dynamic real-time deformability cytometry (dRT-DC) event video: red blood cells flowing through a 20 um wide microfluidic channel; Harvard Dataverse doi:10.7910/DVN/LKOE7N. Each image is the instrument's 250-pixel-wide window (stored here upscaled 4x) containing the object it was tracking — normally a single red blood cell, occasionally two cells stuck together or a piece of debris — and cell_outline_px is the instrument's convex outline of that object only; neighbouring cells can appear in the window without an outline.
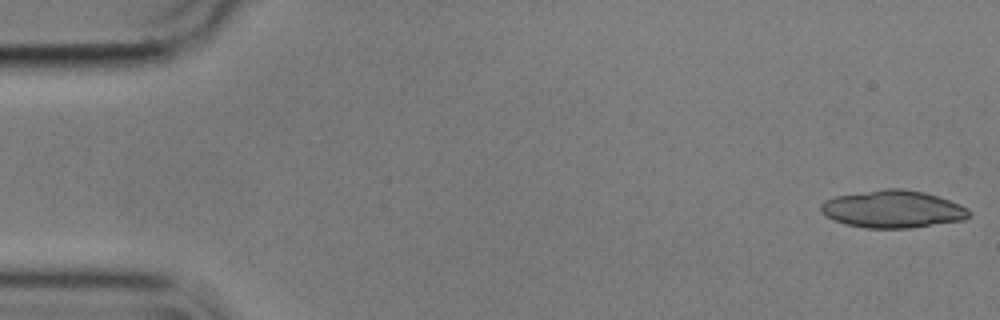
{"species": "common noctule bat (a hibernating species)", "species_latin": "Nyctalus noctula", "temperature_condition": "cold", "stored_images_in_passage": 55, "camera_frame_rate_fps": 3000, "um_per_image_px": 0.085, "animal": {"sex": "male", "body_mass_g": 17.9}, "frame": {"image": 1, "passage_image": 1, "time_ms": 0.0, "image_size_px": [1000, 320], "cell_outline_px": [[972, 212], [964, 220], [908, 228], [864, 228], [848, 224], [836, 220], [828, 216], [820, 208], [820, 204], [824, 200], [836, 196], [884, 188], [904, 188], [924, 192], [960, 204], [968, 208]], "centroid_in_image_um": [75.92, 17.76], "position_along_channel_um": 9.1, "area_um2": 32.14}}